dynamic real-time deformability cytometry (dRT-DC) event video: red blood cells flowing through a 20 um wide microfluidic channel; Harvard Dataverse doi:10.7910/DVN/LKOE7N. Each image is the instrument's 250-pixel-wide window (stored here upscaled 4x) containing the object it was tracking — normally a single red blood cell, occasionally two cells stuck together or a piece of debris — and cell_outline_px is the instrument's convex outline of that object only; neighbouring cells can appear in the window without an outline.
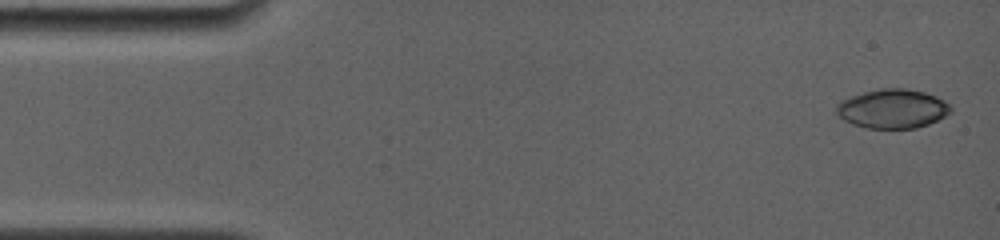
{"species": "common noctule bat (a hibernating species)", "species_latin": "Nyctalus noctula", "temperature_condition": "room temperature", "stored_images_in_passage": 30, "camera_frame_rate_fps": 4000, "um_per_image_px": 0.085, "animal": {"sex": "female", "body_mass_g": 19.0, "forearm_length_mm": 56.7}, "frame": {"image": 1, "passage_image": 1, "time_ms": 0.0, "image_size_px": [1000, 240], "cell_outline_px": [[952, 112], [928, 124], [916, 128], [868, 128], [852, 124], [844, 120], [836, 112], [836, 104], [840, 100], [864, 92], [880, 88], [904, 88], [924, 92], [936, 96], [944, 100], [952, 108]], "centroid_in_image_um": [75.86, 9.24], "position_along_channel_um": 9.1, "area_um2": 26.01}}
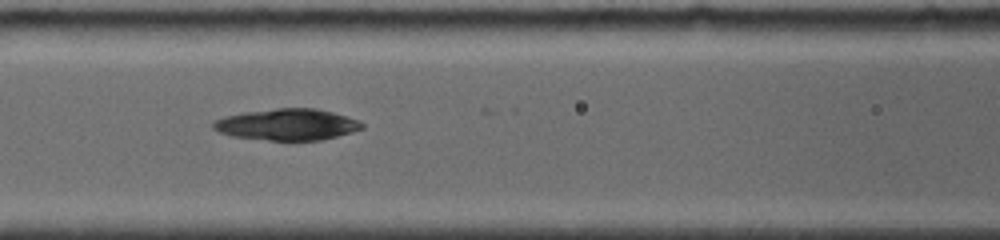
{"frame": {"image": 2, "passage_image": 17, "time_ms": 6.5, "image_size_px": [1000, 240], "cell_outline_px": [[364, 128], [352, 132], [320, 140], [268, 140], [232, 136], [220, 132], [212, 128], [212, 120], [224, 116], [244, 112], [276, 108], [316, 108], [332, 112], [360, 120], [364, 124]], "centroid_in_image_um": [24.4, 10.57], "position_along_channel_um": 142.2, "area_um2": 27.28}}
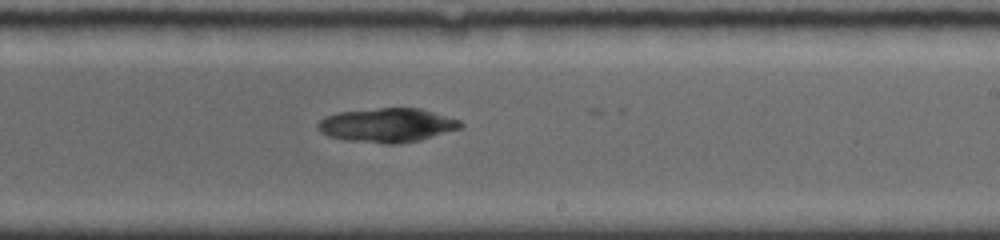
{"frame": {"image": 3, "passage_image": 29, "time_ms": 9.5, "image_size_px": [1000, 240], "cell_outline_px": [[464, 124], [460, 128], [420, 140], [400, 144], [384, 144], [344, 140], [328, 136], [320, 132], [316, 128], [316, 124], [324, 116], [336, 112], [380, 108], [420, 108], [460, 120]], "centroid_in_image_um": [32.86, 10.64], "position_along_channel_um": 256.1, "area_um2": 28.55}}